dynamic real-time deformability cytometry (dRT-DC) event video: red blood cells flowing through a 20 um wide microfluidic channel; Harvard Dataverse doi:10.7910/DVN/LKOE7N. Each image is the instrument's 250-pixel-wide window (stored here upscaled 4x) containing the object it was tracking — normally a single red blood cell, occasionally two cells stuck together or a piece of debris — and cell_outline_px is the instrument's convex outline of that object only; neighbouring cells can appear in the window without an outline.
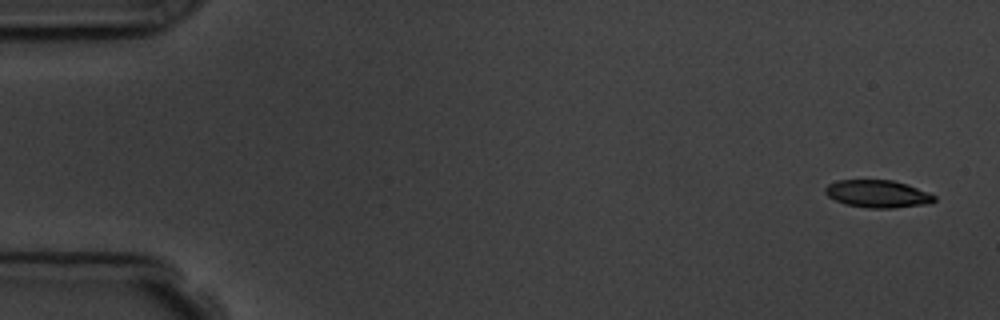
{"species": "common noctule bat (a hibernating species)", "species_latin": "Nyctalus noctula", "temperature_condition": "room temperature", "stored_images_in_passage": 5, "segment_of_instrument_passage": [1, 2], "camera_frame_rate_fps": 3000, "um_per_image_px": 0.085, "animal": {"sex": "male", "body_mass_g": 19.5, "forearm_length_mm": 54.6}, "frame": {"image": 1, "passage_image": 1, "time_ms": 0.0, "image_size_px": [1000, 320], "cell_outline_px": [[936, 200], [932, 204], [896, 208], [868, 208], [844, 204], [828, 196], [824, 192], [824, 188], [828, 184], [836, 180], [892, 180], [908, 184], [936, 196]], "centroid_in_image_um": [74.62, 16.48], "position_along_channel_um": 10.4, "area_um2": 17.74}}
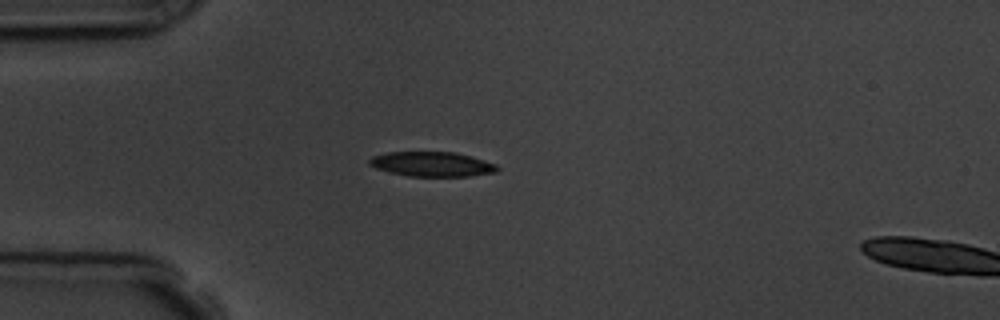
{"frame": {"image": 2, "passage_image": 4, "time_ms": 4.333, "image_size_px": [1000, 320], "cell_outline_px": [[500, 168], [496, 172], [468, 176], [408, 176], [388, 172], [376, 168], [368, 164], [368, 160], [372, 156], [388, 152], [456, 152], [472, 156], [496, 164]], "centroid_in_image_um": [36.71, 13.95], "position_along_channel_um": 48.3, "area_um2": 18.5}}